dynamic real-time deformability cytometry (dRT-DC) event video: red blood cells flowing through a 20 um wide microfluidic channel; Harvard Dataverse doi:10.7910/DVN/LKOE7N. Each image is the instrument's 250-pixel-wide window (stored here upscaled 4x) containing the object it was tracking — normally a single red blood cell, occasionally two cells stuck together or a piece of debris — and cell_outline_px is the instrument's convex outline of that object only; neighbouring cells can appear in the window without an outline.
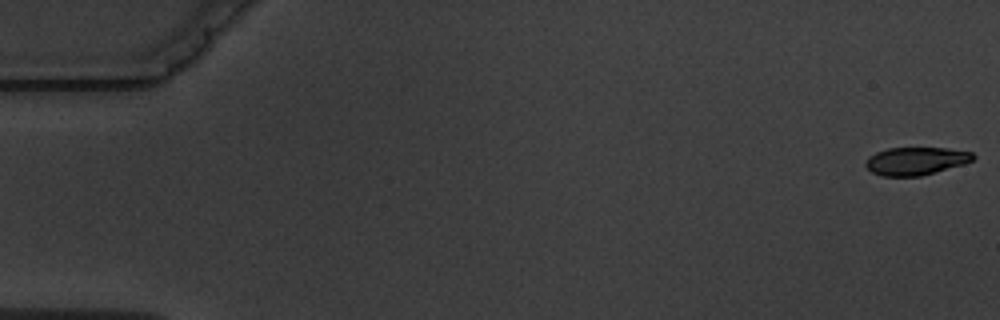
{"species": "common noctule bat (a hibernating species)", "species_latin": "Nyctalus noctula", "temperature_condition": "warm", "stored_images_in_passage": 7, "camera_frame_rate_fps": 3000, "um_per_image_px": 0.085, "animal": {"sex": "male", "body_mass_g": 19.5, "forearm_length_mm": 54.6}, "frame": {"image": 1, "passage_image": 1, "time_ms": 0.0, "image_size_px": [1000, 320], "cell_outline_px": [[976, 156], [972, 160], [964, 164], [920, 176], [880, 176], [872, 172], [864, 164], [868, 156], [876, 152], [888, 148], [948, 148], [972, 152]], "centroid_in_image_um": [77.83, 13.68], "position_along_channel_um": 7.2, "area_um2": 17.46}}
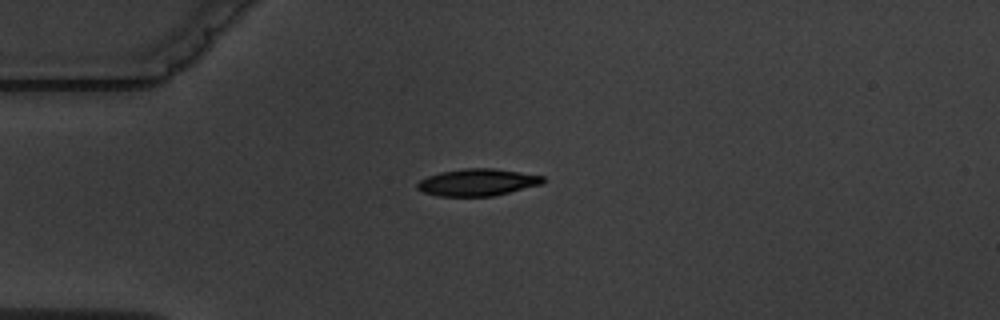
{"frame": {"image": 2, "passage_image": 5, "time_ms": 4.667, "image_size_px": [1000, 320], "cell_outline_px": [[544, 184], [492, 196], [436, 196], [424, 192], [416, 188], [416, 184], [420, 180], [428, 176], [440, 172], [464, 168], [492, 168], [544, 176]], "centroid_in_image_um": [40.57, 15.5], "position_along_channel_um": 44.4, "area_um2": 19.77}}
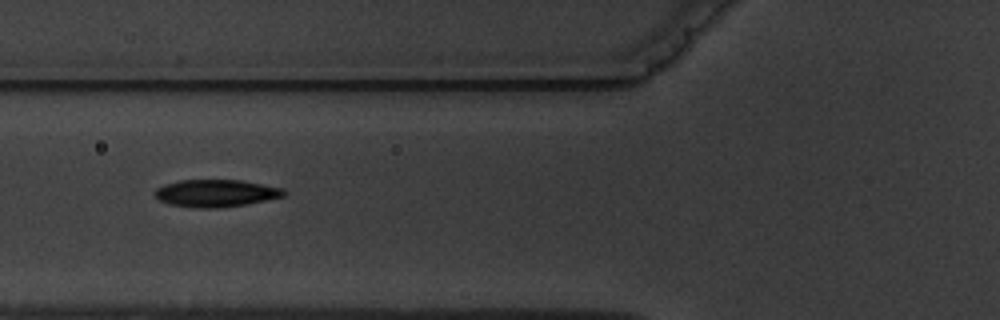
{"frame": {"image": 3, "passage_image": 7, "time_ms": 7.0, "image_size_px": [1000, 320], "cell_outline_px": [[288, 192], [284, 196], [244, 204], [216, 208], [200, 208], [168, 204], [160, 200], [152, 192], [156, 188], [164, 184], [180, 180], [240, 180], [284, 188]], "centroid_in_image_um": [18.33, 16.41], "position_along_channel_um": 107.5, "area_um2": 20.46}}